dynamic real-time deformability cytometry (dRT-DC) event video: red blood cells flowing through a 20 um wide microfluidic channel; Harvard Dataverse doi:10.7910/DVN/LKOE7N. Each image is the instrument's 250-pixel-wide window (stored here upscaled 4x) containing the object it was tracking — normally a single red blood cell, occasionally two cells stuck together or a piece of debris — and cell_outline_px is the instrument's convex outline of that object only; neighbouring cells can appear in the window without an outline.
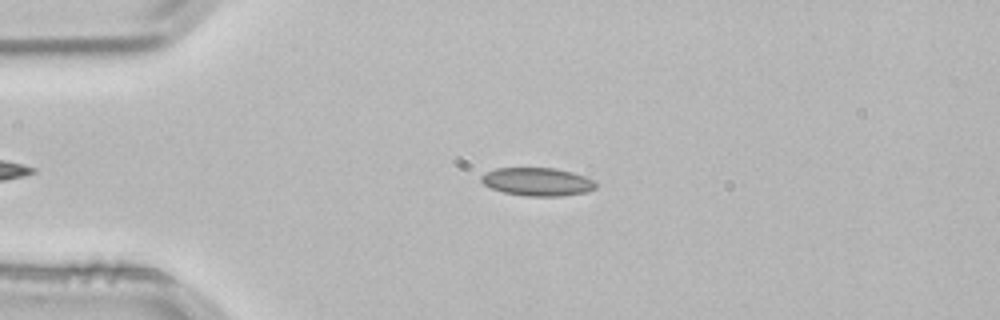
{"species": "common noctule bat (a hibernating species)", "species_latin": "Nyctalus noctula", "temperature_condition": "room temperature", "stored_images_in_passage": 1, "camera_frame_rate_fps": 3000, "um_per_image_px": 0.085, "animal": {"sex": "male", "body_mass_g": 21.5, "forearm_length_mm": 52.0}, "frame": {"image": 1, "passage_image": 1, "time_ms": 0.0, "image_size_px": [1000, 320], "cell_outline_px": [[596, 188], [588, 192], [560, 196], [524, 196], [504, 192], [492, 188], [484, 184], [480, 180], [480, 176], [496, 168], [556, 168], [572, 172], [584, 176], [592, 180], [596, 184]], "centroid_in_image_um": [45.69, 15.45], "position_along_channel_um": 39.3, "area_um2": 18.73}}